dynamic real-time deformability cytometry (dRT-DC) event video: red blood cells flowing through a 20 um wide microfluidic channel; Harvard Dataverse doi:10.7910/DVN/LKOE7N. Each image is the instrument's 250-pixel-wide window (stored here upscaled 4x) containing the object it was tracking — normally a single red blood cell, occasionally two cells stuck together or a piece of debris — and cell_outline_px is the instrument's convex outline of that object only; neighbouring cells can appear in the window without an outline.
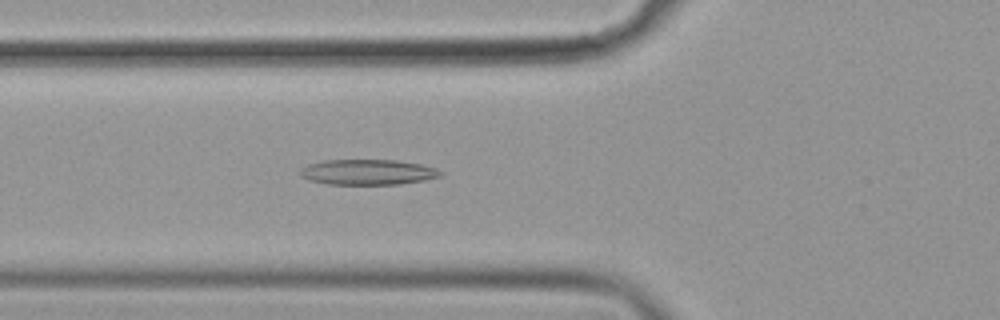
{"species": "common noctule bat (a hibernating species)", "species_latin": "Nyctalus noctula", "temperature_condition": "cold", "stored_images_in_passage": 41, "camera_frame_rate_fps": 3000, "um_per_image_px": 0.085, "animal": {"sex": "female", "body_mass_g": 19.9}, "frame": {"image": 1, "passage_image": 6, "time_ms": 1.667, "image_size_px": [1000, 320], "cell_outline_px": [[444, 172], [440, 176], [424, 180], [400, 184], [328, 184], [308, 180], [300, 176], [300, 168], [308, 164], [324, 160], [396, 160], [424, 164], [436, 168]], "centroid_in_image_um": [31.26, 14.62], "position_along_channel_um": 94.5, "area_um2": 20.92}}
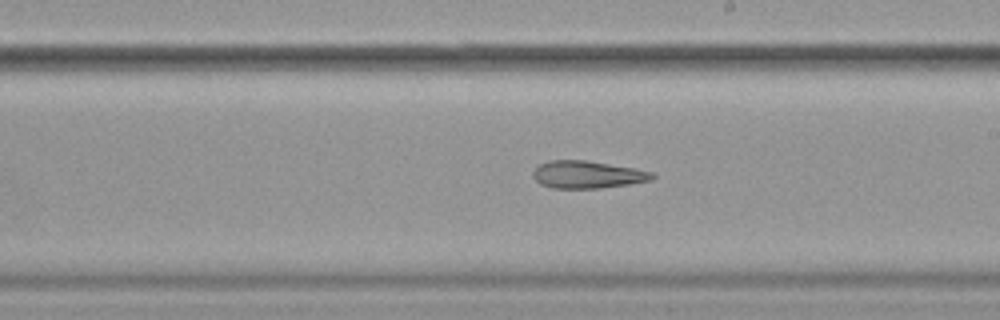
{"frame": {"image": 2, "passage_image": 18, "time_ms": 5.667, "image_size_px": [1000, 320], "cell_outline_px": [[656, 176], [652, 180], [628, 184], [600, 188], [552, 188], [540, 184], [532, 176], [532, 172], [540, 164], [548, 160], [584, 160], [636, 168], [652, 172]], "centroid_in_image_um": [49.92, 14.84], "position_along_channel_um": 239.1, "area_um2": 19.07}}
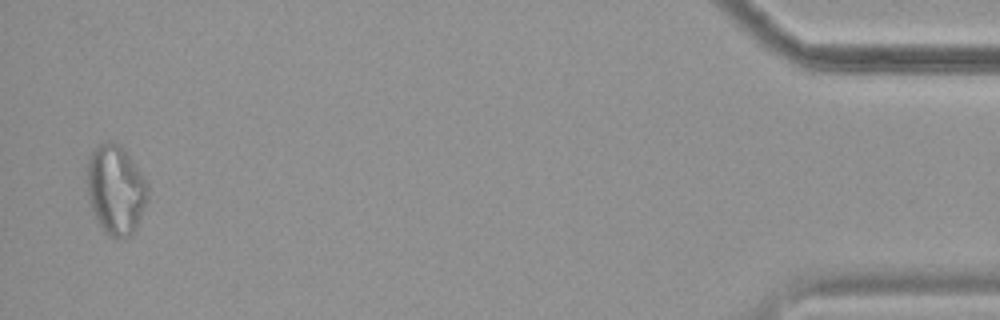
{"frame": {"image": 3, "passage_image": 40, "time_ms": 13.0, "image_size_px": [1000, 320], "cell_outline_px": [[148, 196], [136, 228], [124, 240], [116, 240], [108, 236], [104, 232], [96, 220], [88, 200], [88, 160], [92, 148], [96, 144], [104, 140], [120, 144], [124, 148], [148, 184]], "centroid_in_image_um": [9.82, 16.13], "position_along_channel_um": 425.4, "area_um2": 31.96}, "authors_computed_cell_mechanics": {"area_um2": 20.519, "velocity_mm_per_s": 3.6112, "shape_relaxation_time_tau1_ms": null, "shape_relaxation_time_tau2_ms": 6.5653, "deformation_change_tau1": null, "deformation_change_tau2": 0.2035}}